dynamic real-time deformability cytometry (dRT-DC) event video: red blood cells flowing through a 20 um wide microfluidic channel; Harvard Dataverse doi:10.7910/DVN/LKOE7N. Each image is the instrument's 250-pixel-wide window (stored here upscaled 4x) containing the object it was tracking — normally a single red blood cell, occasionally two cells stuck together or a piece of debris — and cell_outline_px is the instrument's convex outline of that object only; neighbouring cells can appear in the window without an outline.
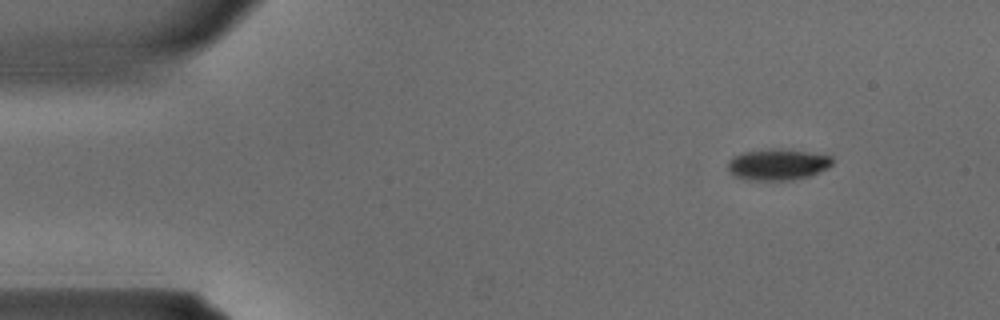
{"species": "common noctule bat (a hibernating species)", "species_latin": "Nyctalus noctula", "temperature_condition": "warm", "stored_images_in_passage": 33, "camera_frame_rate_fps": 3000, "um_per_image_px": 0.085, "animal": {"sex": "male", "body_mass_g": 15.6}, "frame": {"image": 1, "passage_image": 1, "time_ms": 0.0, "image_size_px": [1000, 320], "cell_outline_px": [[832, 164], [828, 168], [808, 176], [792, 180], [748, 180], [732, 176], [728, 172], [728, 160], [732, 156], [744, 152], [772, 148], [808, 152], [832, 156]], "centroid_in_image_um": [66.05, 13.99], "position_along_channel_um": 19.0, "area_um2": 19.07}}
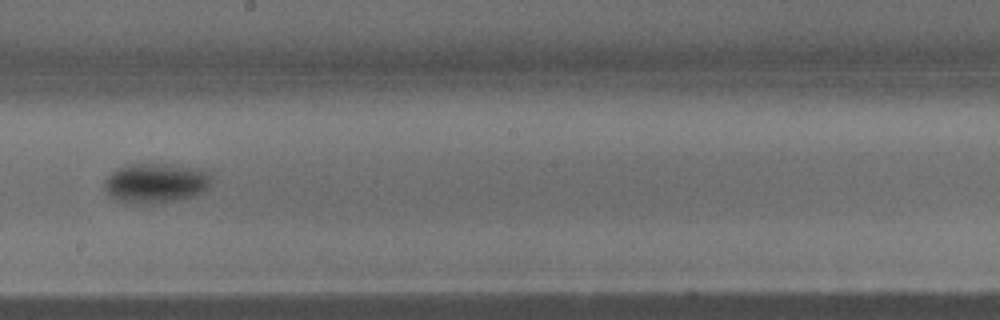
{"frame": {"image": 2, "passage_image": 17, "time_ms": 5.333, "image_size_px": [1000, 320], "cell_outline_px": [[212, 180], [208, 188], [204, 192], [192, 196], [156, 204], [124, 204], [116, 200], [108, 192], [104, 184], [104, 180], [116, 168], [128, 164], [172, 164], [192, 168], [208, 172], [212, 176]], "centroid_in_image_um": [13.22, 15.57], "position_along_channel_um": 235.0, "area_um2": 24.97}}
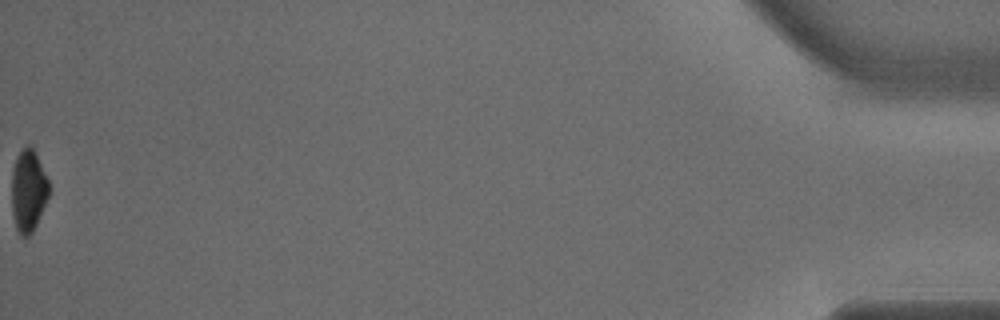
{"frame": {"image": 3, "passage_image": 33, "time_ms": 10.667, "image_size_px": [1000, 320], "cell_outline_px": [[52, 188], [36, 224], [32, 232], [28, 236], [20, 236], [16, 228], [12, 212], [12, 168], [16, 156], [28, 144], [32, 148]], "centroid_in_image_um": [2.4, 16.23], "position_along_channel_um": 432.8, "area_um2": 17.69}}